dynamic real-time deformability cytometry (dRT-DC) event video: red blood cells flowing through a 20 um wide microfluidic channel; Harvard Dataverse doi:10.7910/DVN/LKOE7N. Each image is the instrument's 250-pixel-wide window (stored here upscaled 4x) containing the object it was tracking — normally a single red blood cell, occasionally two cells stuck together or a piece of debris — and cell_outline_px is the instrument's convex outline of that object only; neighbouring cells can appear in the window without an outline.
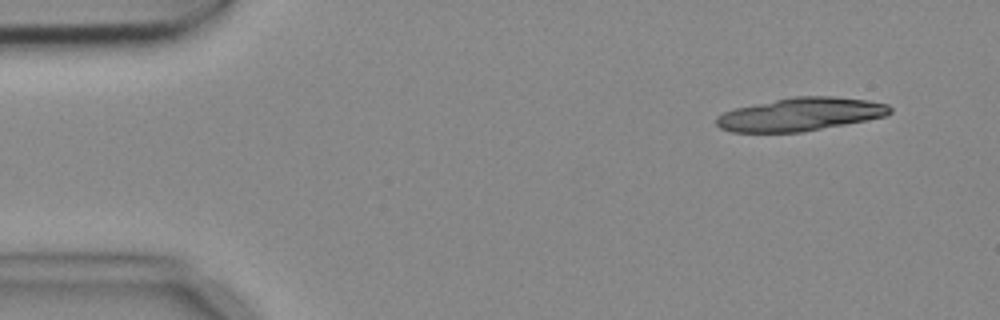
{"species": "common noctule bat (a hibernating species)", "species_latin": "Nyctalus noctula", "temperature_condition": "cold", "stored_images_in_passage": 4, "camera_frame_rate_fps": 3000, "um_per_image_px": 0.085, "animal": {"sex": "female", "body_mass_g": 18.4}, "frame": {"image": 1, "passage_image": 1, "time_ms": 0.0, "image_size_px": [1000, 320], "cell_outline_px": [[892, 112], [884, 116], [844, 124], [800, 132], [732, 132], [720, 128], [716, 124], [716, 116], [724, 112], [736, 108], [796, 96], [832, 96], [868, 100], [888, 104], [892, 108]], "centroid_in_image_um": [68.03, 9.71], "position_along_channel_um": 17.0, "area_um2": 33.12}}